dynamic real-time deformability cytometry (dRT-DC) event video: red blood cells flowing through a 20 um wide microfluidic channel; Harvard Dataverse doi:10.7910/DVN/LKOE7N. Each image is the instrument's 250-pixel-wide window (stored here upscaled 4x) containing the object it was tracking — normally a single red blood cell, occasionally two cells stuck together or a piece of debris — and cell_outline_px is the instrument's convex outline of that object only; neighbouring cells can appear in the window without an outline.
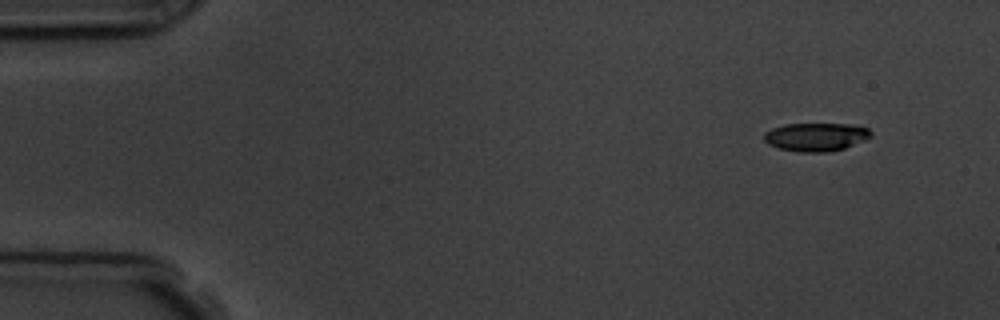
{"species": "common noctule bat (a hibernating species)", "species_latin": "Nyctalus noctula", "temperature_condition": "room temperature", "stored_images_in_passage": 4, "camera_frame_rate_fps": 3000, "um_per_image_px": 0.085, "animal": {"sex": "male", "body_mass_g": 19.5, "forearm_length_mm": 54.6}, "frame": {"image": 1, "passage_image": 1, "time_ms": 0.0, "image_size_px": [1000, 320], "cell_outline_px": [[872, 136], [864, 140], [844, 148], [828, 152], [800, 152], [780, 148], [768, 144], [764, 140], [764, 132], [772, 128], [784, 124], [852, 124], [868, 128], [872, 132]], "centroid_in_image_um": [69.36, 11.63], "position_along_channel_um": 15.6, "area_um2": 17.63}}